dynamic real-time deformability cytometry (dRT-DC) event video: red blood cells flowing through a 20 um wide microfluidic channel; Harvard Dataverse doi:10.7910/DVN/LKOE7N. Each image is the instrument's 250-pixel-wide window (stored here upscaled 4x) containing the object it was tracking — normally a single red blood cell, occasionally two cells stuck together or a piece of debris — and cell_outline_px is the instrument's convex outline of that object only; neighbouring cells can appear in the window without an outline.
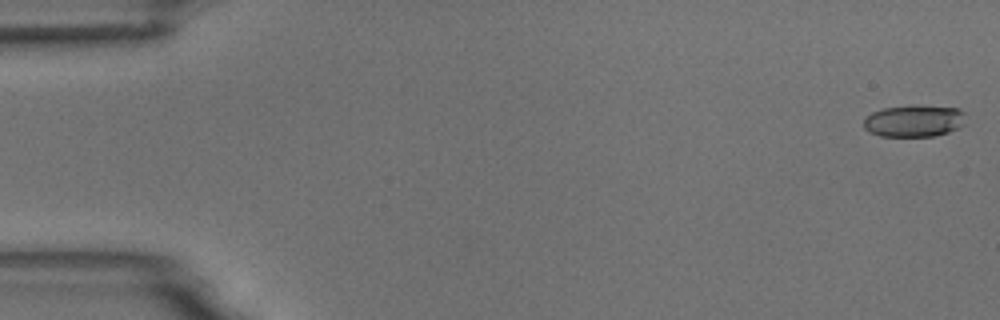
{"species": "common noctule bat (a hibernating species)", "species_latin": "Nyctalus noctula", "temperature_condition": "room temperature", "stored_images_in_passage": 55, "camera_frame_rate_fps": 3000, "um_per_image_px": 0.085, "animal": {"sex": "male", "body_mass_g": 18.8}, "frame": {"image": 1, "passage_image": 1, "time_ms": 0.0, "image_size_px": [1000, 320], "cell_outline_px": [[964, 124], [960, 128], [936, 136], [880, 136], [868, 132], [864, 128], [864, 120], [872, 112], [884, 108], [960, 108], [964, 112]], "centroid_in_image_um": [77.69, 10.34], "position_along_channel_um": 7.3, "area_um2": 18.21}}
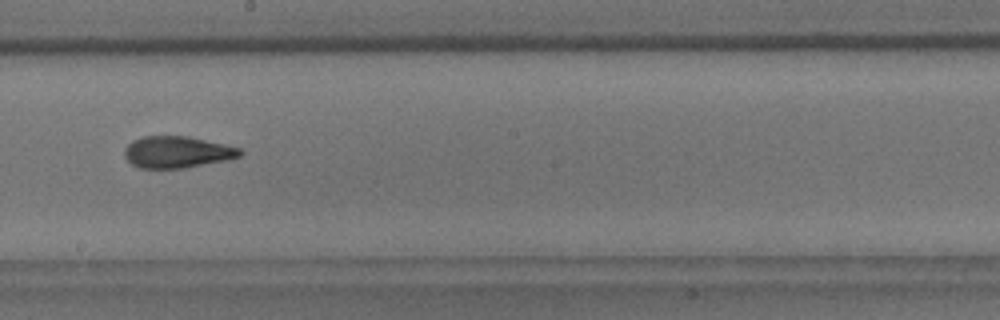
{"frame": {"image": 2, "passage_image": 31, "time_ms": 10.0, "image_size_px": [1000, 320], "cell_outline_px": [[244, 152], [240, 156], [232, 160], [184, 168], [140, 168], [132, 164], [124, 156], [124, 148], [132, 140], [140, 136], [188, 136], [224, 144], [240, 148]], "centroid_in_image_um": [15.08, 12.93], "position_along_channel_um": 233.1, "area_um2": 21.62}}
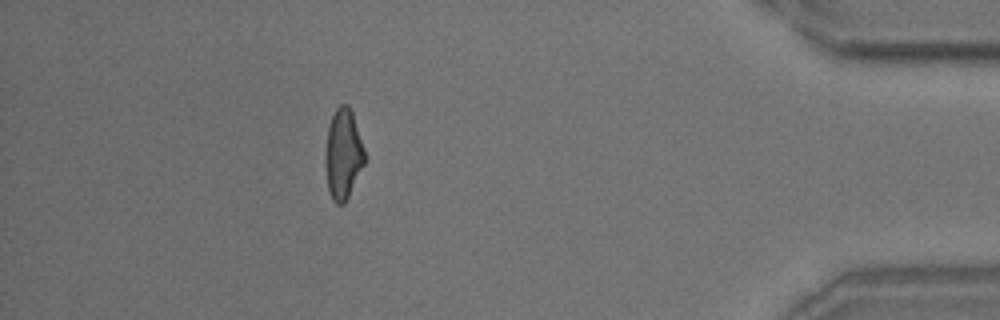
{"frame": {"image": 3, "passage_image": 49, "time_ms": 16.0, "image_size_px": [1000, 320], "cell_outline_px": [[364, 164], [344, 204], [336, 204], [332, 200], [328, 188], [324, 160], [328, 128], [332, 116], [336, 108], [340, 104], [348, 104], [352, 112], [364, 148]], "centroid_in_image_um": [29.15, 13.09], "position_along_channel_um": 406.1, "area_um2": 20.46}, "authors_computed_cell_mechanics": {"area_um2": 21.0392, "velocity_mm_per_s": 3.6874, "shape_relaxation_time_tau1_ms": 4.9038, "shape_relaxation_time_tau2_ms": 2.4963, "deformation_change_tau1": 0.1653, "deformation_change_tau2": 0.0935}}